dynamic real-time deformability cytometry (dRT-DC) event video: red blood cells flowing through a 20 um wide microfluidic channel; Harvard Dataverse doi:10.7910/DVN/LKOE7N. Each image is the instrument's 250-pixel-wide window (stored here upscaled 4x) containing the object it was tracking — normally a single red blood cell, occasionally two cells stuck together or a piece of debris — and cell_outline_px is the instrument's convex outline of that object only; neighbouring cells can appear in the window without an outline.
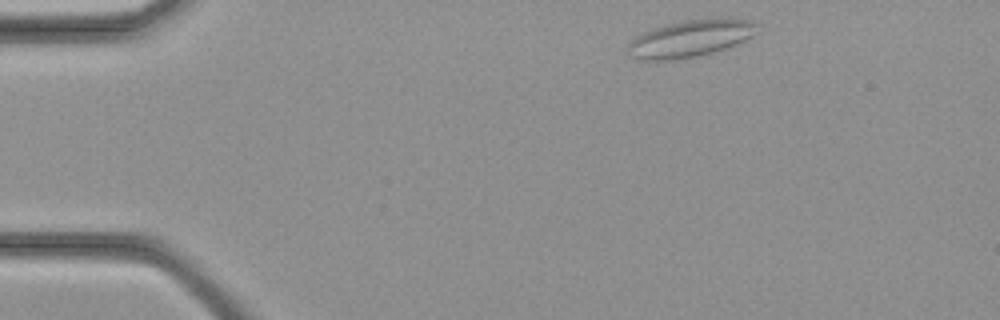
{"species": "common noctule bat (a hibernating species)", "species_latin": "Nyctalus noctula", "temperature_condition": "cold", "stored_images_in_passage": 6, "camera_frame_rate_fps": 3000, "um_per_image_px": 0.085, "animal": {"sex": "female", "body_mass_g": 21.9}, "frame": {"image": 1, "passage_image": 1, "time_ms": 0.0, "image_size_px": [1000, 320], "cell_outline_px": [[756, 24], [752, 36], [728, 48], [696, 56], [676, 60], [640, 60], [628, 56], [628, 44], [640, 32], [668, 24], [688, 20], [728, 16], [752, 20]], "centroid_in_image_um": [58.66, 3.26], "position_along_channel_um": 26.3, "area_um2": 28.09}}